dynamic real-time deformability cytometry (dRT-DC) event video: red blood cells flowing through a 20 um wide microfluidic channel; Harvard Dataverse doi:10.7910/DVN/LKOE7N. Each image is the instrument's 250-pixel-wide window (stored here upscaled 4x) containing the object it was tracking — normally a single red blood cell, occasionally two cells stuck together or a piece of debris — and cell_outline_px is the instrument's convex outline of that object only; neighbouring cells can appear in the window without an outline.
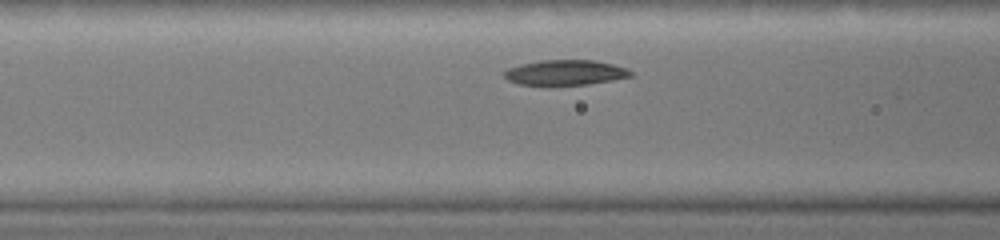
{"species": "common noctule bat (a hibernating species)", "species_latin": "Nyctalus noctula", "temperature_condition": "warm", "stored_images_in_passage": 7, "segment_of_instrument_passage": [2, 2], "camera_frame_rate_fps": 3000, "um_per_image_px": 0.085, "animal": {"sex": "female", "body_mass_g": 19.0, "forearm_length_mm": 51.5}, "frame": {"image": 1, "passage_image": 3, "time_ms": 1.667, "image_size_px": [1000, 240], "cell_outline_px": [[632, 76], [612, 80], [588, 84], [520, 84], [508, 80], [504, 76], [504, 72], [508, 68], [520, 64], [540, 60], [592, 60], [612, 64], [628, 68], [632, 72]], "centroid_in_image_um": [48.06, 6.15], "position_along_channel_um": 118.5, "area_um2": 18.26}}
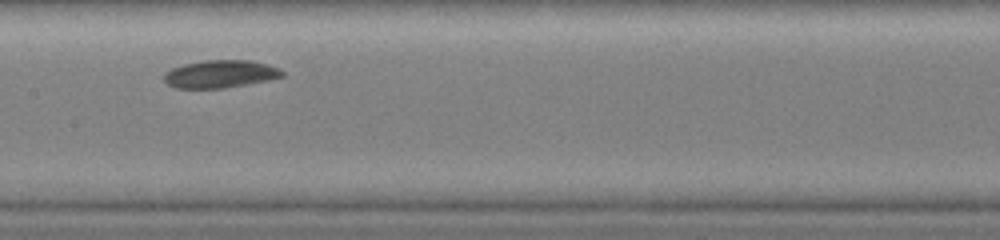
{"frame": {"image": 2, "passage_image": 5, "time_ms": 3.0, "image_size_px": [1000, 240], "cell_outline_px": [[284, 76], [268, 80], [224, 88], [176, 88], [168, 84], [164, 80], [164, 76], [172, 68], [184, 64], [204, 60], [252, 60], [268, 64], [284, 72]], "centroid_in_image_um": [18.74, 6.28], "position_along_channel_um": 188.7, "area_um2": 18.9}}
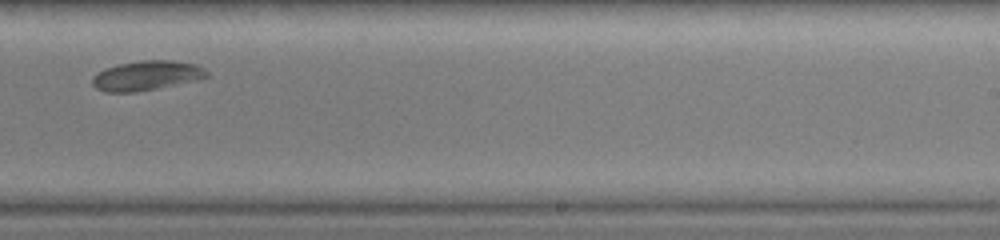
{"frame": {"image": 3, "passage_image": 7, "time_ms": 4.667, "image_size_px": [1000, 240], "cell_outline_px": [[212, 76], [204, 80], [136, 92], [104, 92], [96, 88], [92, 84], [92, 76], [104, 68], [116, 64], [140, 60], [172, 60], [196, 64], [204, 68]], "centroid_in_image_um": [12.52, 6.43], "position_along_channel_um": 276.5, "area_um2": 20.4}}